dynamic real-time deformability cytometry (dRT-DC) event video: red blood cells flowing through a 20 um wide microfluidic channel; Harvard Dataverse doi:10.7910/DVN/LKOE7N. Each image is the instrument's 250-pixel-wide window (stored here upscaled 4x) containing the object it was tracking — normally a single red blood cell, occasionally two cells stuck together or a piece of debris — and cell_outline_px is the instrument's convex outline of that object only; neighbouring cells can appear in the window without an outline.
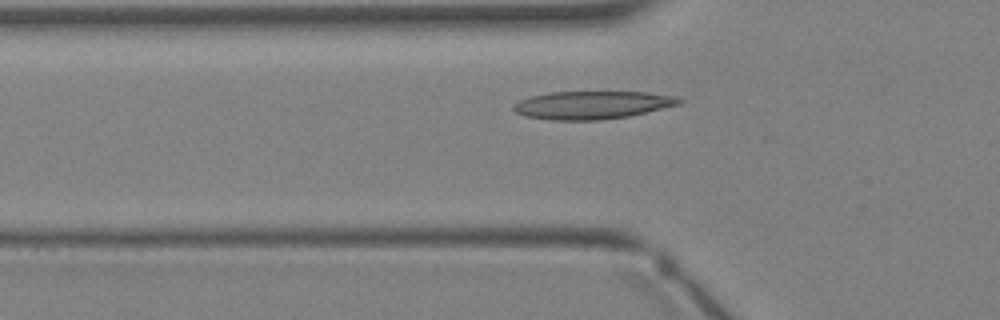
{"species": "Egyptian fruit bat (a non-hibernating species)", "species_latin": "Rousettus aegyptiacus", "temperature_condition": "warm", "stored_images_in_passage": 5, "camera_frame_rate_fps": 3000, "um_per_image_px": 0.085, "animal": {"sex": "female"}, "frame": {"image": 1, "passage_image": 5, "time_ms": 5.0, "image_size_px": [1000, 320], "cell_outline_px": [[684, 100], [680, 104], [628, 116], [600, 120], [552, 120], [524, 116], [516, 112], [512, 108], [512, 104], [520, 100], [532, 96], [548, 92], [648, 92], [680, 96]], "centroid_in_image_um": [50.35, 8.92], "position_along_channel_um": 75.4, "area_um2": 27.11}}